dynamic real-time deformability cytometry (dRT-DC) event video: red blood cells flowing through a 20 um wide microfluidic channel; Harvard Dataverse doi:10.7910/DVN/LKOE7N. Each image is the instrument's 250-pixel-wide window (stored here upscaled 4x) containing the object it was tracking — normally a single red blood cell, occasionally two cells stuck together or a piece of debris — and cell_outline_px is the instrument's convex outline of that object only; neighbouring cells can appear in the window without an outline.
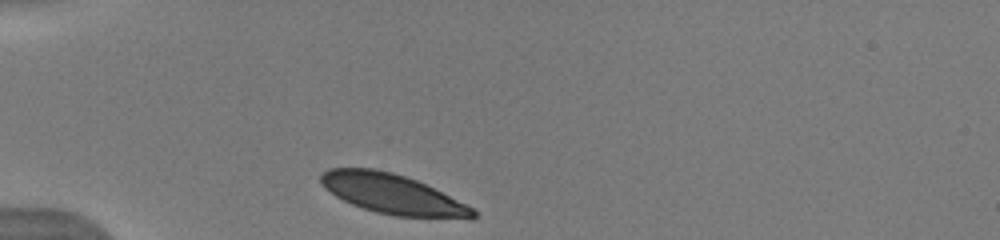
{"species": "human", "species_latin": "Homo sapiens", "temperature_condition": "warm", "stored_images_in_passage": 34, "camera_frame_rate_fps": 3000, "um_per_image_px": 0.085, "donor": {"sex": "male"}, "frame": {"image": 1, "passage_image": 1, "time_ms": 0.0, "image_size_px": [1000, 240], "cell_outline_px": [[476, 216], [472, 220], [392, 216], [376, 212], [352, 204], [336, 196], [324, 188], [320, 180], [320, 176], [328, 168], [372, 168], [392, 172], [416, 180], [472, 208], [476, 212]], "centroid_in_image_um": [33.37, 16.52], "position_along_channel_um": 51.6, "area_um2": 35.2}, "authors_computed_cell_mechanics": {"area_um2": 35.8938, "velocity_mm_per_s": 3.838, "shape_relaxation_time_tau1_ms": 1.7376, "shape_relaxation_time_tau2_ms": null, "deformation_change_tau1": 0.0674, "deformation_change_tau2": null}}